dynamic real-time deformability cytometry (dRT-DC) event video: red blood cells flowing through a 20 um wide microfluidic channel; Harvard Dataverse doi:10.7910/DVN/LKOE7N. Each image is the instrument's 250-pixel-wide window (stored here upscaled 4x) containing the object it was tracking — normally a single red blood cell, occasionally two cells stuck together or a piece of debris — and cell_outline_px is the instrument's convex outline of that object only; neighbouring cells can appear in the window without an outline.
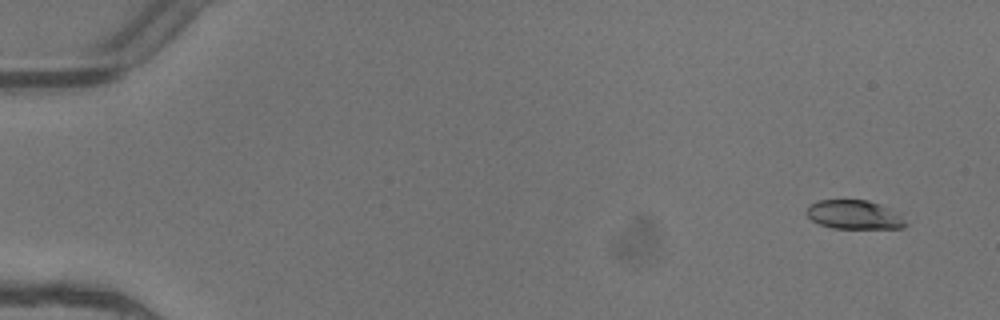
{"species": "common noctule bat (a hibernating species)", "species_latin": "Nyctalus noctula", "temperature_condition": "warm", "stored_images_in_passage": 7, "camera_frame_rate_fps": 3000, "um_per_image_px": 0.085, "animal": {"sex": "female"}, "frame": {"image": 1, "passage_image": 1, "time_ms": 0.0, "image_size_px": [1000, 320], "cell_outline_px": [[908, 224], [904, 228], [832, 228], [820, 224], [812, 220], [804, 212], [808, 204], [820, 200], [868, 200], [880, 204], [888, 208], [900, 216]], "centroid_in_image_um": [72.56, 18.25], "position_along_channel_um": 12.4, "area_um2": 16.65}}
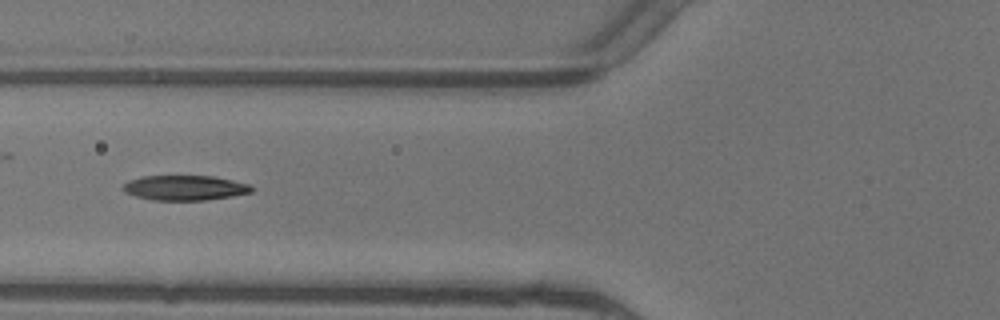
{"frame": {"image": 2, "passage_image": 6, "time_ms": 1.667, "image_size_px": [1000, 320], "cell_outline_px": [[252, 192], [232, 196], [204, 200], [152, 200], [136, 196], [124, 192], [120, 188], [128, 180], [140, 176], [212, 176], [232, 180], [248, 184], [252, 188]], "centroid_in_image_um": [15.65, 15.96], "position_along_channel_um": 110.2, "area_um2": 18.67}}
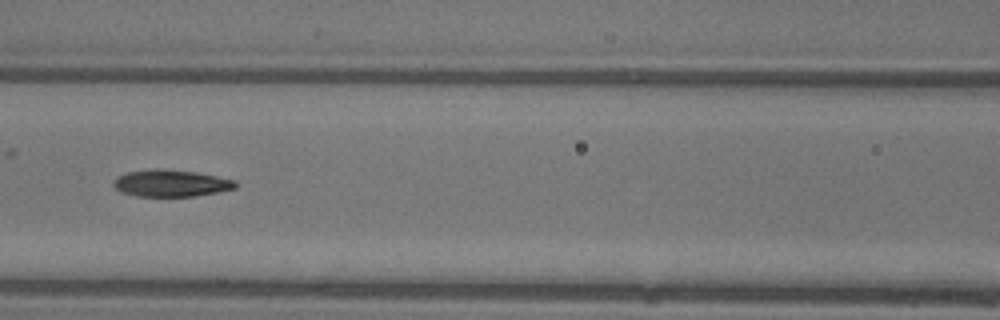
{"frame": {"image": 3, "passage_image": 7, "time_ms": 2.0, "image_size_px": [1000, 320], "cell_outline_px": [[236, 188], [196, 196], [136, 196], [124, 192], [116, 188], [112, 184], [116, 176], [128, 172], [152, 168], [160, 168], [196, 172], [236, 180]], "centroid_in_image_um": [14.52, 15.56], "position_along_channel_um": 152.1, "area_um2": 19.07}}